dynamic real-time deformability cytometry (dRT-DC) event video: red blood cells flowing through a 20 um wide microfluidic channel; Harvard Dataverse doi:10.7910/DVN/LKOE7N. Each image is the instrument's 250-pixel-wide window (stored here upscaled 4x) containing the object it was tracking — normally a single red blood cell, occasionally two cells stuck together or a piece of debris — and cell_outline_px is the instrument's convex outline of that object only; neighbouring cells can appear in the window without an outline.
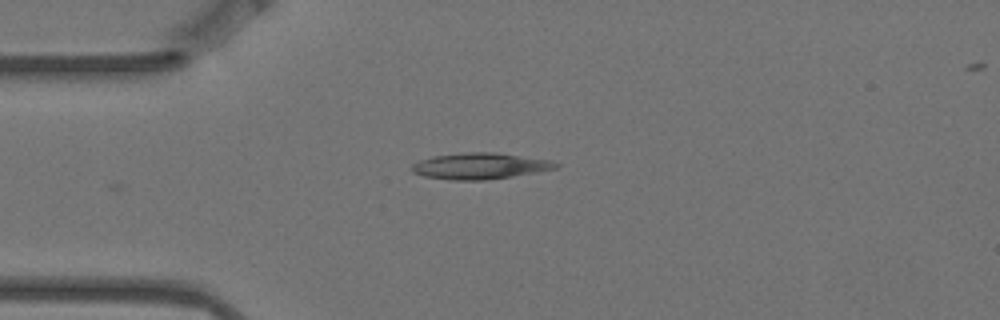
{"species": "Egyptian fruit bat (a non-hibernating species)", "species_latin": "Rousettus aegyptiacus", "temperature_condition": "warm", "stored_images_in_passage": 2, "camera_frame_rate_fps": 3000, "um_per_image_px": 0.085, "animal": {"sex": "female"}, "frame": {"image": 1, "passage_image": 1, "time_ms": 0.0, "image_size_px": [1000, 320], "cell_outline_px": [[560, 168], [540, 172], [484, 180], [452, 180], [424, 176], [412, 172], [408, 168], [412, 164], [420, 160], [432, 156], [468, 152], [496, 152], [552, 160], [560, 164]], "centroid_in_image_um": [40.83, 14.11], "position_along_channel_um": 44.2, "area_um2": 22.25}}
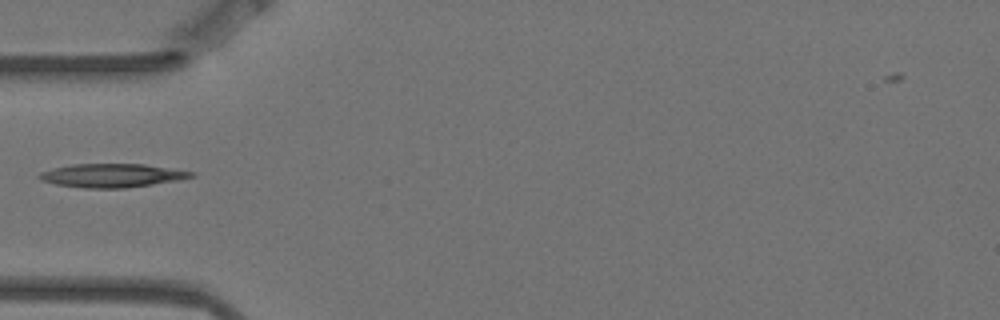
{"frame": {"image": 2, "passage_image": 2, "time_ms": 0.333, "image_size_px": [1000, 320], "cell_outline_px": [[196, 176], [180, 180], [128, 188], [84, 188], [56, 184], [40, 180], [36, 176], [40, 172], [52, 168], [72, 164], [144, 164], [196, 172]], "centroid_in_image_um": [9.53, 14.92], "position_along_channel_um": 75.5, "area_um2": 21.1}}